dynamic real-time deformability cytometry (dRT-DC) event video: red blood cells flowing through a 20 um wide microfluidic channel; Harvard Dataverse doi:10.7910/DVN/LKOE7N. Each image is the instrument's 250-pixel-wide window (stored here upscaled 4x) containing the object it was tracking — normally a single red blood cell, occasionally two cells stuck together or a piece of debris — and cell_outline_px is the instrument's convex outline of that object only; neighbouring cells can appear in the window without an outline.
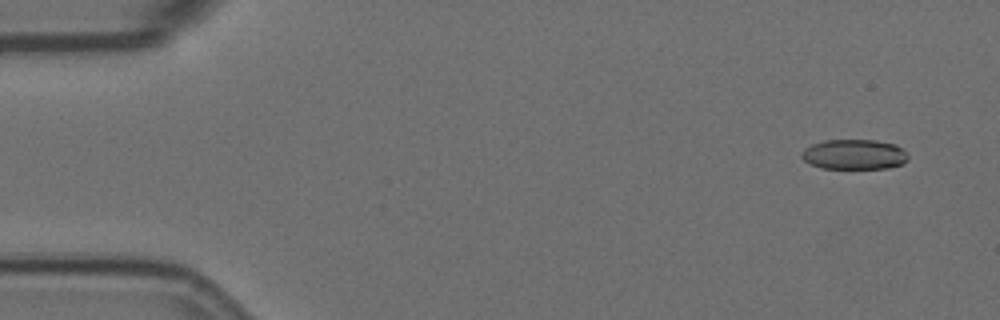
{"species": "Egyptian fruit bat (a non-hibernating species)", "species_latin": "Rousettus aegyptiacus", "temperature_condition": "room temperature", "stored_images_in_passage": 57, "camera_frame_rate_fps": 3000, "um_per_image_px": 0.085, "animal": {"sex": "female"}, "frame": {"image": 1, "passage_image": 4, "time_ms": 1.0, "image_size_px": [1000, 320], "cell_outline_px": [[908, 160], [904, 164], [888, 168], [820, 168], [804, 160], [800, 156], [800, 152], [804, 148], [812, 144], [824, 140], [876, 140], [896, 144], [908, 156]], "centroid_in_image_um": [72.6, 13.12], "position_along_channel_um": 12.4, "area_um2": 18.73}}
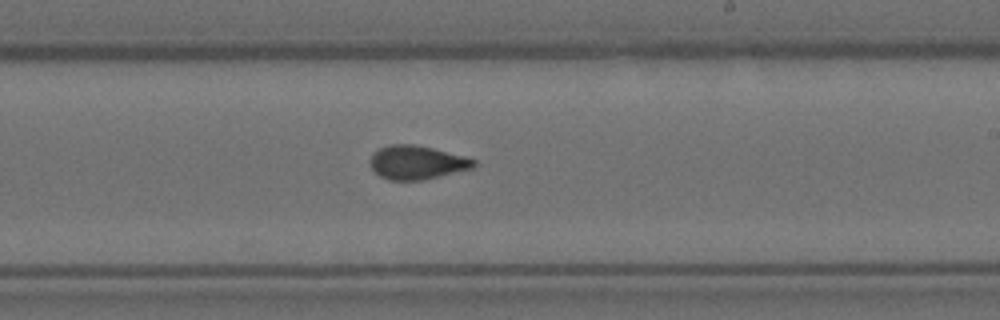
{"frame": {"image": 2, "passage_image": 34, "time_ms": 11.0, "image_size_px": [1000, 320], "cell_outline_px": [[476, 164], [472, 168], [420, 180], [388, 180], [380, 176], [368, 164], [368, 160], [372, 152], [388, 144], [412, 144], [432, 148], [464, 156], [476, 160]], "centroid_in_image_um": [35.36, 13.79], "position_along_channel_um": 253.6, "area_um2": 20.29}}
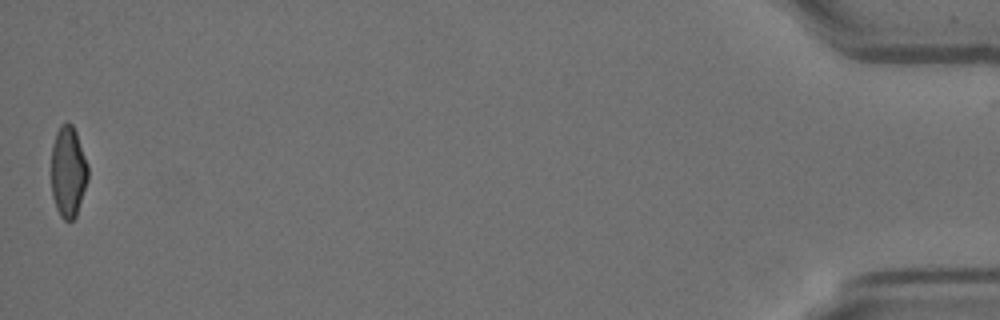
{"frame": {"image": 3, "passage_image": 57, "time_ms": 18.667, "image_size_px": [1000, 320], "cell_outline_px": [[88, 180], [76, 216], [72, 220], [64, 220], [60, 216], [56, 208], [52, 196], [52, 144], [56, 132], [60, 124], [68, 120], [72, 124], [76, 132], [88, 164]], "centroid_in_image_um": [5.8, 14.57], "position_along_channel_um": 429.4, "area_um2": 19.65}, "authors_computed_cell_mechanics": {"area_um2": 20.23, "velocity_mm_per_s": 3.5677, "shape_relaxation_time_tau1_ms": null, "shape_relaxation_time_tau2_ms": 1.5812, "deformation_change_tau1": null, "deformation_change_tau2": 0.071}}